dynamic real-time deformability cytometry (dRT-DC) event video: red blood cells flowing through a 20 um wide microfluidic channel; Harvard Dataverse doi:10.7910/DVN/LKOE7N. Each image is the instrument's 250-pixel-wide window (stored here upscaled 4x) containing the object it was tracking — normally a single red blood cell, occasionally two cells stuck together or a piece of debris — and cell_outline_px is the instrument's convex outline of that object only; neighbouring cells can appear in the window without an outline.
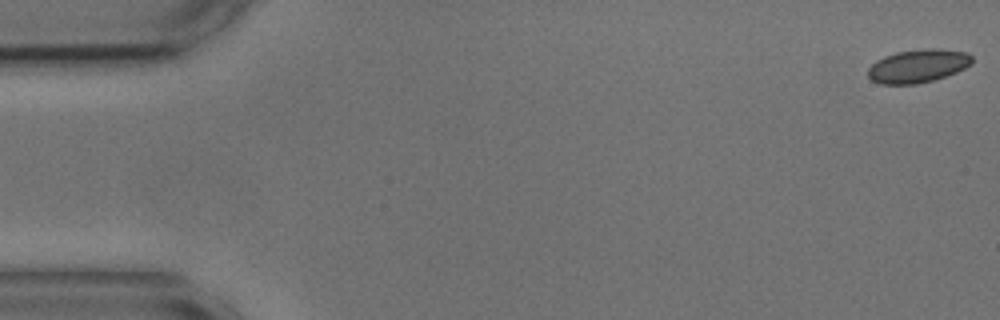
{"species": "common noctule bat (a hibernating species)", "species_latin": "Nyctalus noctula", "temperature_condition": "cold", "stored_images_in_passage": 9, "camera_frame_rate_fps": 3000, "um_per_image_px": 0.085, "animal": {"sex": "male", "body_mass_g": 17.9, "forearm_length_mm": 54.2}, "frame": {"image": 1, "passage_image": 1, "time_ms": 0.0, "image_size_px": [1000, 320], "cell_outline_px": [[972, 64], [956, 72], [932, 80], [916, 84], [880, 84], [872, 80], [868, 76], [868, 68], [876, 60], [884, 56], [896, 52], [928, 48], [936, 48], [968, 52], [972, 56]], "centroid_in_image_um": [78.02, 5.6], "position_along_channel_um": 7.0, "area_um2": 20.17}}